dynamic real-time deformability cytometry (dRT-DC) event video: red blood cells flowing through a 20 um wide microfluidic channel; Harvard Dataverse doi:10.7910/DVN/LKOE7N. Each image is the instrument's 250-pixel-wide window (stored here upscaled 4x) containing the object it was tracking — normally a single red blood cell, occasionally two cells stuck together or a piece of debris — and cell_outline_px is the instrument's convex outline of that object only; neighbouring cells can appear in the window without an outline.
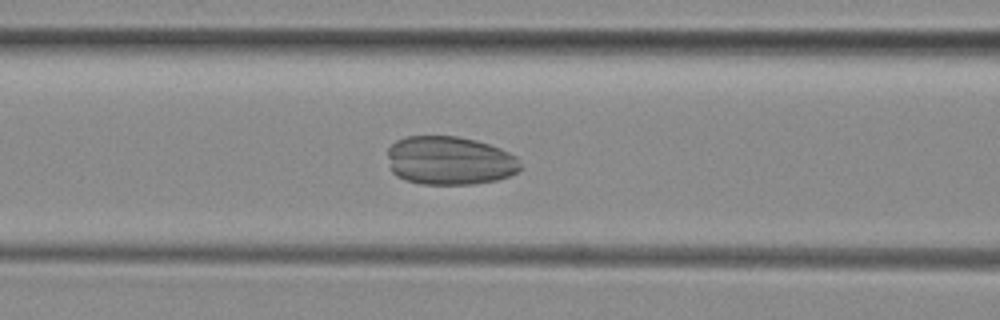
{"species": "common noctule bat (a hibernating species)", "species_latin": "Nyctalus noctula", "temperature_condition": "room temperature", "stored_images_in_passage": 42, "camera_frame_rate_fps": 3000, "um_per_image_px": 0.085, "animal": {"sex": "female", "body_mass_g": 29.2, "forearm_length_mm": 56.3}, "frame": {"image": 1, "passage_image": 15, "time_ms": 4.667, "image_size_px": [1000, 320], "cell_outline_px": [[524, 168], [520, 172], [496, 180], [472, 184], [420, 184], [404, 180], [396, 176], [388, 168], [388, 148], [396, 140], [404, 136], [456, 136], [476, 140], [500, 148], [516, 156]], "centroid_in_image_um": [38.21, 13.65], "position_along_channel_um": 128.4, "area_um2": 38.15}}
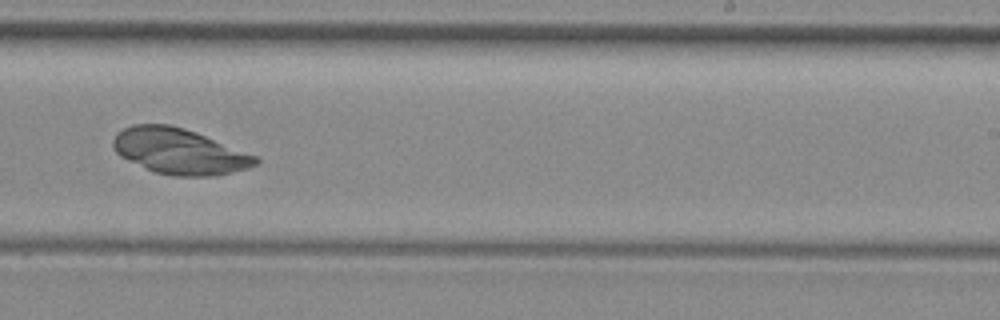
{"frame": {"image": 2, "passage_image": 26, "time_ms": 8.333, "image_size_px": [1000, 320], "cell_outline_px": [[260, 160], [256, 164], [248, 168], [212, 176], [172, 176], [152, 172], [120, 156], [112, 148], [112, 140], [116, 132], [132, 124], [168, 124], [184, 128], [196, 132], [256, 156]], "centroid_in_image_um": [15.18, 12.86], "position_along_channel_um": 273.8, "area_um2": 37.92}}
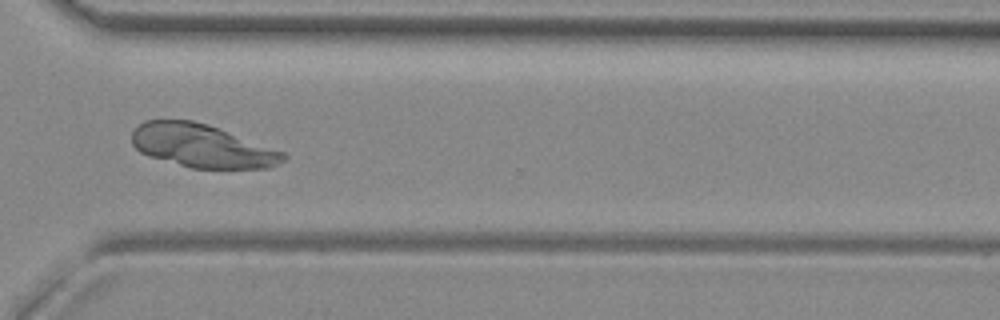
{"frame": {"image": 3, "passage_image": 32, "time_ms": 10.333, "image_size_px": [1000, 320], "cell_outline_px": [[288, 156], [284, 160], [268, 168], [192, 168], [148, 156], [140, 152], [132, 144], [132, 132], [144, 120], [192, 120], [208, 124], [284, 152]], "centroid_in_image_um": [17.15, 12.4], "position_along_channel_um": 353.4, "area_um2": 37.86}}